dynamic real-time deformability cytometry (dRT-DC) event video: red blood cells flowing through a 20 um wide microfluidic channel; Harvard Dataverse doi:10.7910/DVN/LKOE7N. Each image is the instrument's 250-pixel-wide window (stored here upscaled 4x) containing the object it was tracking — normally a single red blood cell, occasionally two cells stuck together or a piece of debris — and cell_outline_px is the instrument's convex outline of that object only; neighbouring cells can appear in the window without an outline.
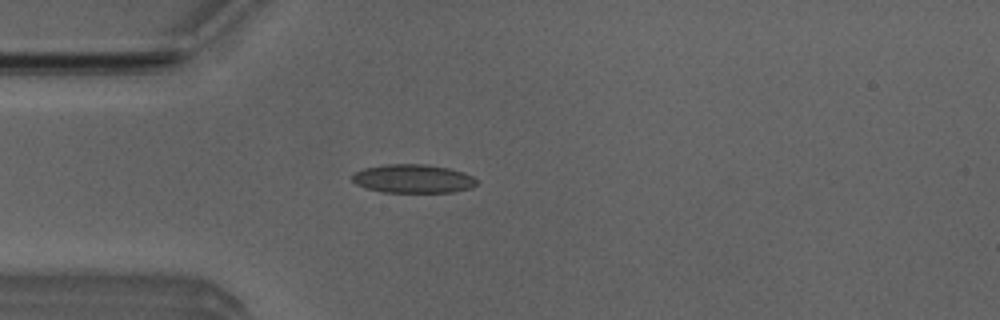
{"species": "Egyptian fruit bat (a non-hibernating species)", "species_latin": "Rousettus aegyptiacus", "temperature_condition": "room temperature", "stored_images_in_passage": 40, "camera_frame_rate_fps": 3000, "um_per_image_px": 0.085, "animal": {"sex": "male"}, "frame": {"image": 1, "passage_image": 10, "time_ms": 3.0, "image_size_px": [1000, 320], "cell_outline_px": [[476, 184], [472, 188], [452, 192], [380, 192], [364, 188], [356, 184], [352, 180], [352, 172], [364, 168], [384, 164], [424, 164], [448, 168], [464, 172], [472, 176], [476, 180]], "centroid_in_image_um": [35.06, 15.19], "position_along_channel_um": 49.9, "area_um2": 20.92}}
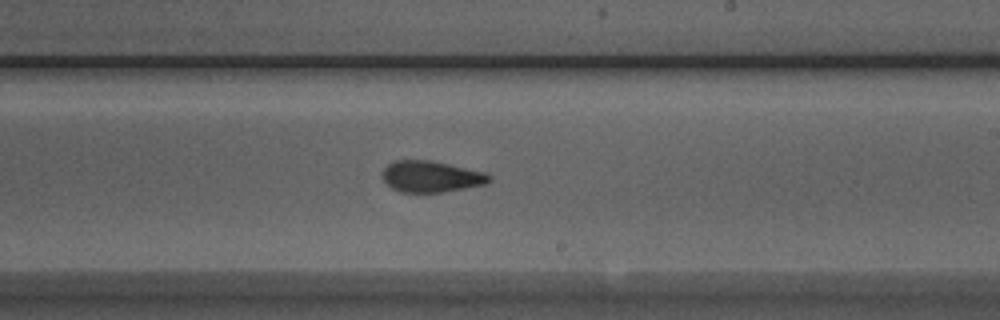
{"frame": {"image": 2, "passage_image": 26, "time_ms": 8.333, "image_size_px": [1000, 320], "cell_outline_px": [[492, 180], [484, 184], [444, 192], [400, 192], [392, 188], [380, 176], [384, 168], [392, 160], [432, 160], [484, 172], [492, 176]], "centroid_in_image_um": [36.62, 15.0], "position_along_channel_um": 252.4, "area_um2": 19.54}}
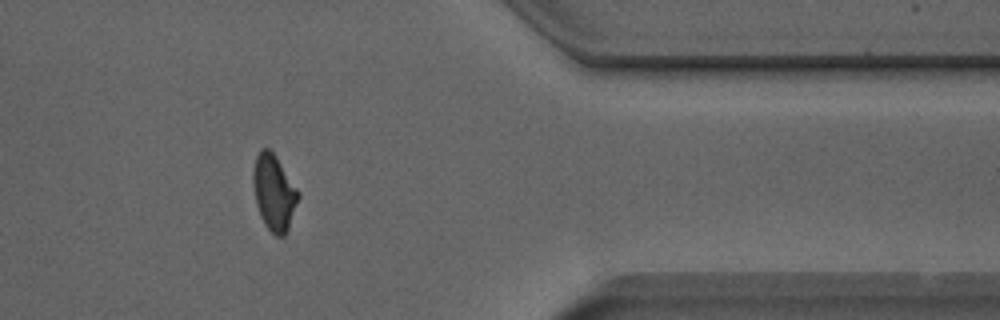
{"frame": {"image": 3, "passage_image": 38, "time_ms": 12.333, "image_size_px": [1000, 320], "cell_outline_px": [[300, 196], [288, 228], [284, 236], [276, 236], [264, 224], [260, 216], [256, 204], [252, 180], [252, 172], [256, 156], [260, 148], [268, 148], [276, 156], [300, 192]], "centroid_in_image_um": [23.28, 16.34], "position_along_channel_um": 388.1, "area_um2": 20.0}, "authors_computed_cell_mechanics": {"area_um2": 19.9988, "velocity_mm_per_s": 3.9603, "shape_relaxation_time_tau1_ms": null, "shape_relaxation_time_tau2_ms": 2.3643, "deformation_change_tau1": null, "deformation_change_tau2": 0.095}}